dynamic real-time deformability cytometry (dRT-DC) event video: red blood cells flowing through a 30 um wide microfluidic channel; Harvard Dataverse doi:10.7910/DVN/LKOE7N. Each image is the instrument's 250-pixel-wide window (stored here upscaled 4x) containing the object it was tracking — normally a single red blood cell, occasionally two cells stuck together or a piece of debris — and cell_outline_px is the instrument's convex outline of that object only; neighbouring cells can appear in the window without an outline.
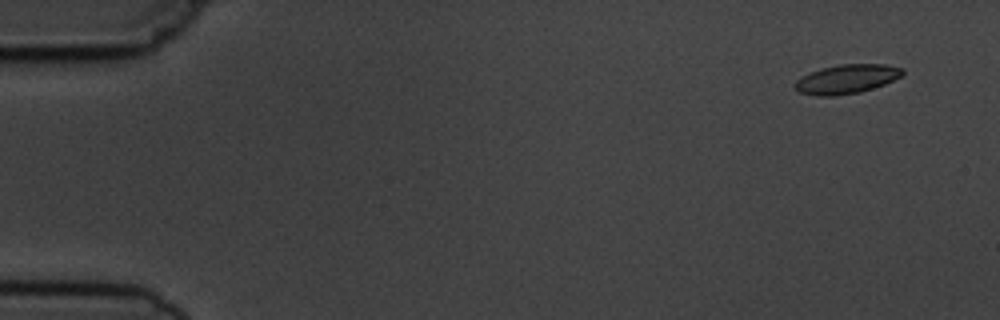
{"species": "common noctule bat (a hibernating species)", "species_latin": "Nyctalus noctula", "temperature_condition": "cold", "stored_images_in_passage": 4, "camera_frame_rate_fps": 3000, "um_per_image_px": 0.085, "animal": {"sex": "male", "body_mass_g": 19.5, "forearm_length_mm": 54.6}, "frame": {"image": 1, "passage_image": 1, "time_ms": 0.0, "image_size_px": [1000, 320], "cell_outline_px": [[904, 76], [884, 84], [860, 92], [836, 96], [816, 96], [800, 92], [792, 84], [800, 76], [820, 68], [840, 64], [884, 64], [904, 68]], "centroid_in_image_um": [71.96, 6.71], "position_along_channel_um": 13.0, "area_um2": 18.5}}